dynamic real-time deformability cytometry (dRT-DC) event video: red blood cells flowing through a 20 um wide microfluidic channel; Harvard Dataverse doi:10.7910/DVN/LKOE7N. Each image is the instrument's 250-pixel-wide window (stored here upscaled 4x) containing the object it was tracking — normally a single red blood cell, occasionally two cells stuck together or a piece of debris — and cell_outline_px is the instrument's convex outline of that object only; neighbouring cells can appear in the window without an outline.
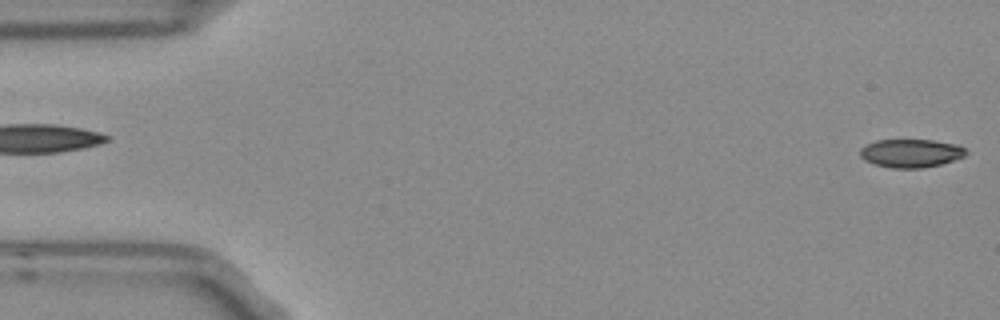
{"species": "Egyptian fruit bat (a non-hibernating species)", "species_latin": "Rousettus aegyptiacus", "temperature_condition": "room temperature", "stored_images_in_passage": 3, "segment_of_instrument_passage": [2, 2], "camera_frame_rate_fps": 3000, "um_per_image_px": 0.085, "frame": {"image": 1, "passage_image": 3, "time_ms": 0.667, "image_size_px": [1000, 320], "cell_outline_px": [[968, 152], [964, 156], [940, 164], [924, 168], [892, 168], [872, 164], [864, 160], [860, 156], [860, 148], [864, 144], [876, 140], [932, 140], [956, 144], [964, 148]], "centroid_in_image_um": [77.37, 13.02], "position_along_channel_um": 7.6, "area_um2": 17.57}}